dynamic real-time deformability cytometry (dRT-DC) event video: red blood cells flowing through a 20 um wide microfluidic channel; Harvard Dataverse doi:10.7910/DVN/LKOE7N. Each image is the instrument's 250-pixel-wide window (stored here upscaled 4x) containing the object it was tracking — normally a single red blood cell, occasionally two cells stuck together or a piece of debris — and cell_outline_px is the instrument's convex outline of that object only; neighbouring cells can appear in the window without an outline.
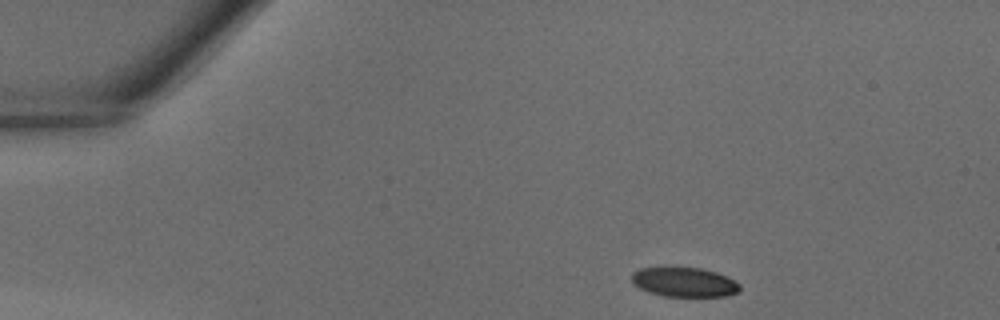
{"species": "common noctule bat (a hibernating species)", "species_latin": "Nyctalus noctula", "temperature_condition": "warm", "stored_images_in_passage": 35, "camera_frame_rate_fps": 3000, "um_per_image_px": 0.085, "animal": {"sex": "male", "body_mass_g": 18.8}, "frame": {"image": 1, "passage_image": 1, "time_ms": 0.0, "image_size_px": [1000, 320], "cell_outline_px": [[740, 292], [728, 296], [664, 296], [648, 292], [632, 284], [632, 272], [640, 268], [700, 268], [716, 272], [728, 276], [736, 280], [740, 284]], "centroid_in_image_um": [58.2, 23.99], "position_along_channel_um": 26.8, "area_um2": 18.67}}
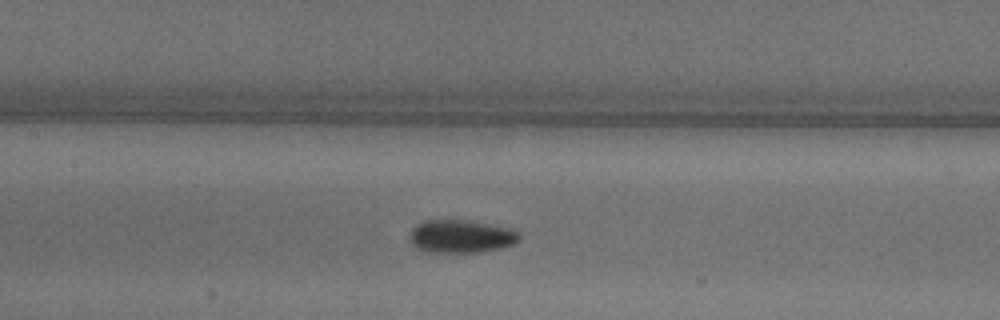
{"frame": {"image": 2, "passage_image": 14, "time_ms": 4.333, "image_size_px": [1000, 320], "cell_outline_px": [[520, 240], [512, 244], [500, 248], [476, 252], [428, 252], [416, 248], [408, 240], [408, 232], [416, 224], [424, 220], [472, 220], [516, 228], [520, 232]], "centroid_in_image_um": [39.19, 20.06], "position_along_channel_um": 168.2, "area_um2": 21.68}}
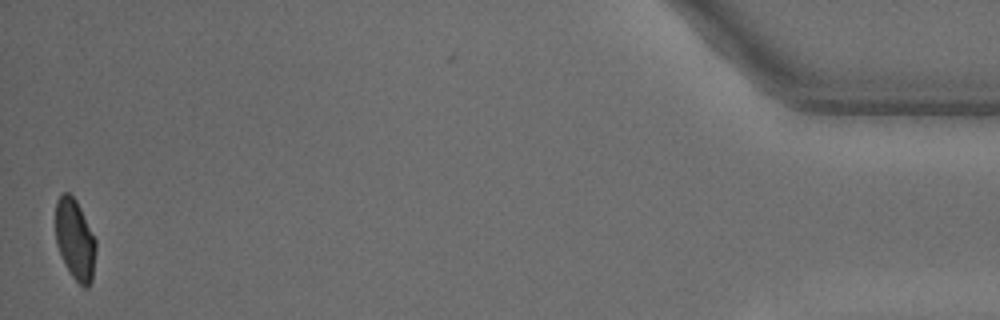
{"frame": {"image": 3, "passage_image": 35, "time_ms": 11.333, "image_size_px": [1000, 320], "cell_outline_px": [[96, 248], [92, 280], [88, 288], [84, 288], [72, 276], [56, 244], [56, 200], [64, 192], [68, 192], [76, 200], [96, 240]], "centroid_in_image_um": [6.39, 20.36], "position_along_channel_um": 428.8, "area_um2": 18.67}}